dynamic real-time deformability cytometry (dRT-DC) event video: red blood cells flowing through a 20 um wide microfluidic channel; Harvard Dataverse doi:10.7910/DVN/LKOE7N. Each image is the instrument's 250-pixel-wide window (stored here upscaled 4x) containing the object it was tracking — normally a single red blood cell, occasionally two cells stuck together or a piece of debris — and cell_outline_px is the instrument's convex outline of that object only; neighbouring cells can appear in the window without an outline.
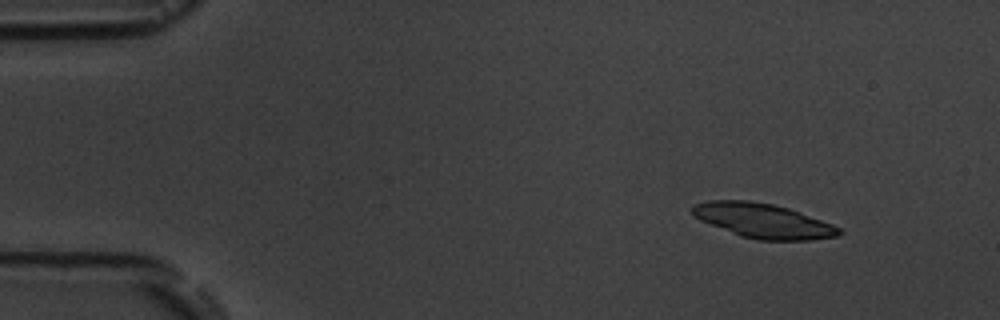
{"species": "common noctule bat (a hibernating species)", "species_latin": "Nyctalus noctula", "temperature_condition": "room temperature", "stored_images_in_passage": 6, "camera_frame_rate_fps": 3000, "um_per_image_px": 0.085, "animal": {"sex": "male", "body_mass_g": 19.5, "forearm_length_mm": 54.6}, "frame": {"image": 1, "passage_image": 2, "time_ms": 1.0, "image_size_px": [1000, 320], "cell_outline_px": [[844, 232], [836, 236], [812, 240], [760, 240], [740, 236], [700, 220], [692, 216], [692, 204], [708, 200], [748, 200], [772, 204], [788, 208], [800, 212], [832, 224], [840, 228]], "centroid_in_image_um": [64.84, 18.76], "position_along_channel_um": 20.2, "area_um2": 29.54}}